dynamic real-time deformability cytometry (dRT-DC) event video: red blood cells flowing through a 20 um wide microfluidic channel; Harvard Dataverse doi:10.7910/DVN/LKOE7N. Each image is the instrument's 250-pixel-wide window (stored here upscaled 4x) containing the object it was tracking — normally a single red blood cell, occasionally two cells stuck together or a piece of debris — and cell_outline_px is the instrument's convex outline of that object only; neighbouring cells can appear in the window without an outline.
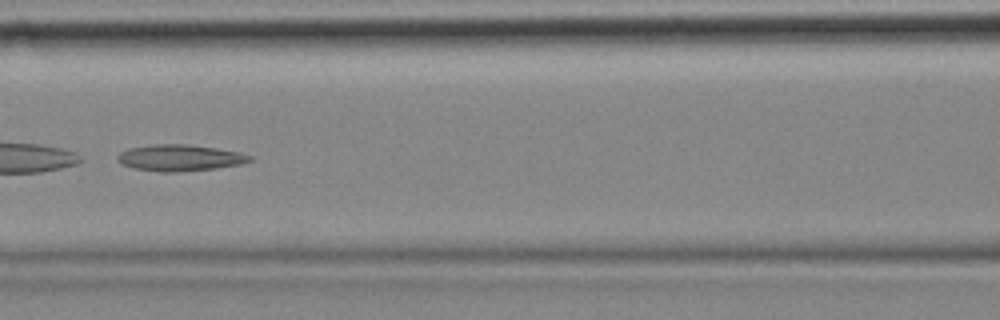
{"species": "common noctule bat (a hibernating species)", "species_latin": "Nyctalus noctula", "temperature_condition": "cold", "stored_images_in_passage": 8, "camera_frame_rate_fps": 3000, "um_per_image_px": 0.085, "animal": {"sex": "female", "body_mass_g": 18.4}, "frame": {"image": 1, "passage_image": 5, "time_ms": 1.333, "image_size_px": [1000, 320], "cell_outline_px": [[252, 160], [240, 164], [216, 168], [172, 172], [160, 172], [136, 168], [124, 164], [116, 160], [116, 156], [120, 152], [128, 148], [148, 144], [184, 144], [240, 152], [252, 156]], "centroid_in_image_um": [15.25, 13.4], "position_along_channel_um": 151.4, "area_um2": 20.11}}